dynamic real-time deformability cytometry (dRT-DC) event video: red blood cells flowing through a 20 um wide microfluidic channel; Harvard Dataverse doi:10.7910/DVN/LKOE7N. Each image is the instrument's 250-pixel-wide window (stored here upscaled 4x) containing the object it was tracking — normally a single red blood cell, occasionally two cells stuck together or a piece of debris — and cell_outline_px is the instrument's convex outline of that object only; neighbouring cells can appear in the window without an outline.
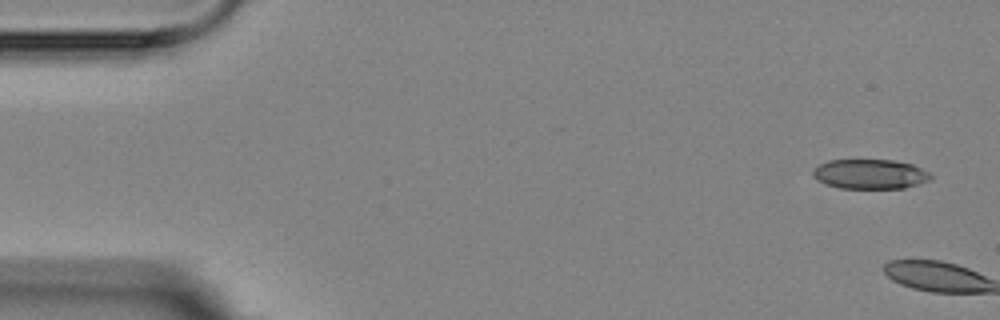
{"species": "Egyptian fruit bat (a non-hibernating species)", "species_latin": "Rousettus aegyptiacus", "temperature_condition": "room temperature", "stored_images_in_passage": 2, "camera_frame_rate_fps": 3000, "um_per_image_px": 0.085, "animal": {"sex": "female"}, "frame": {"image": 1, "passage_image": 1, "time_ms": 0.0, "image_size_px": [1000, 320], "cell_outline_px": [[932, 180], [920, 184], [904, 188], [840, 188], [824, 184], [816, 180], [812, 172], [820, 164], [828, 160], [892, 160], [912, 164], [928, 172], [932, 176]], "centroid_in_image_um": [73.97, 14.8], "position_along_channel_um": 11.0, "area_um2": 20.4}}